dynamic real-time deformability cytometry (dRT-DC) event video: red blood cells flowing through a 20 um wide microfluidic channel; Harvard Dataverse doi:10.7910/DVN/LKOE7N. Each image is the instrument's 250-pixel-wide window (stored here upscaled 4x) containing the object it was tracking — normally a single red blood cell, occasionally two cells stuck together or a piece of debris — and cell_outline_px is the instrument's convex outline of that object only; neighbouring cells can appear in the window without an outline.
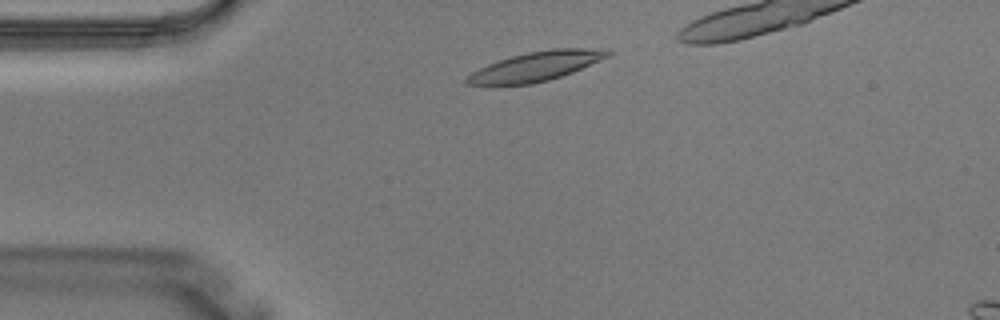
{"species": "Egyptian fruit bat (a non-hibernating species)", "species_latin": "Rousettus aegyptiacus", "temperature_condition": "warm", "stored_images_in_passage": 2, "camera_frame_rate_fps": 3000, "um_per_image_px": 0.085, "animal": {"sex": "male"}, "frame": {"image": 1, "passage_image": 1, "time_ms": 0.0, "image_size_px": [1000, 320], "cell_outline_px": [[612, 52], [608, 56], [572, 72], [548, 80], [532, 84], [464, 84], [464, 80], [472, 72], [488, 64], [512, 56], [528, 52], [552, 48], [584, 48]], "centroid_in_image_um": [45.51, 5.64], "position_along_channel_um": 39.5, "area_um2": 23.35}}